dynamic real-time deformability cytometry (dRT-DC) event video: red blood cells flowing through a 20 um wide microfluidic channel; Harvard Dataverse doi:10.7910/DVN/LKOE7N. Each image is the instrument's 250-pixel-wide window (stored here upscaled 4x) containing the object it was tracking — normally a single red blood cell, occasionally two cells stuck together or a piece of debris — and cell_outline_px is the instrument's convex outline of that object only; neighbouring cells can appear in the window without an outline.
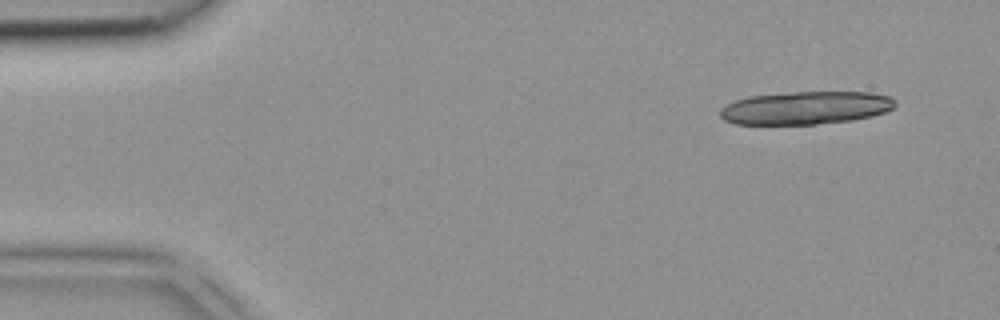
{"species": "common noctule bat (a hibernating species)", "species_latin": "Nyctalus noctula", "temperature_condition": "room temperature", "stored_images_in_passage": 5, "camera_frame_rate_fps": 3000, "um_per_image_px": 0.085, "animal": {"sex": "female", "body_mass_g": 18.4}, "frame": {"image": 1, "passage_image": 1, "time_ms": 0.0, "image_size_px": [1000, 320], "cell_outline_px": [[896, 108], [872, 116], [852, 120], [816, 124], [736, 124], [724, 120], [720, 116], [720, 108], [724, 104], [748, 96], [792, 92], [872, 92], [892, 96], [896, 100]], "centroid_in_image_um": [68.51, 9.16], "position_along_channel_um": 16.5, "area_um2": 33.99}}